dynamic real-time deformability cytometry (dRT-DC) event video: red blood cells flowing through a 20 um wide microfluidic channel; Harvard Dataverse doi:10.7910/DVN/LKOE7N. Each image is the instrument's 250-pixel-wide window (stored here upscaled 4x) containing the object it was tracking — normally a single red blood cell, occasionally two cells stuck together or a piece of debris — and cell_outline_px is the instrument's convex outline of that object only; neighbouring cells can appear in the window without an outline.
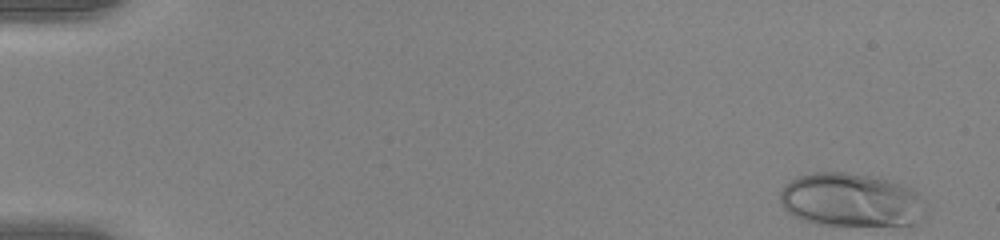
{"species": "human", "species_latin": "Homo sapiens", "temperature_condition": "warm", "stored_images_in_passage": 51, "camera_frame_rate_fps": 3000, "um_per_image_px": 0.085, "donor": {"sex": "female"}, "frame": {"image": 1, "passage_image": 1, "time_ms": 0.0, "image_size_px": [1000, 240], "cell_outline_px": [[916, 224], [816, 224], [800, 220], [792, 216], [784, 208], [780, 200], [780, 192], [784, 184], [796, 176], [816, 172], [844, 172], [876, 176], [900, 184], [916, 192]], "centroid_in_image_um": [72.11, 16.96], "position_along_channel_um": 12.9, "area_um2": 44.1}}
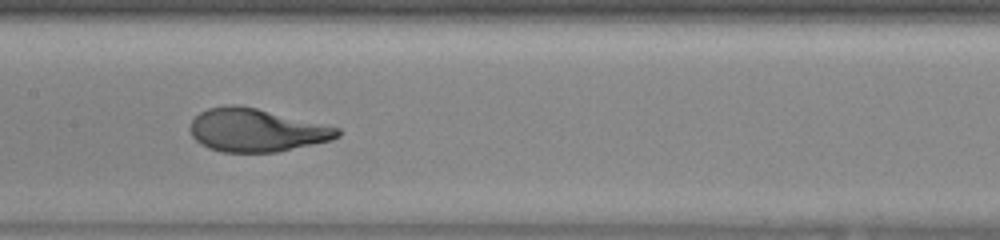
{"frame": {"image": 2, "passage_image": 26, "time_ms": 8.333, "image_size_px": [1000, 240], "cell_outline_px": [[340, 136], [332, 140], [276, 152], [220, 152], [208, 148], [200, 144], [192, 136], [188, 128], [192, 120], [200, 112], [208, 108], [232, 104], [236, 104], [256, 108], [340, 128]], "centroid_in_image_um": [21.75, 11.07], "position_along_channel_um": 185.6, "area_um2": 36.93}}
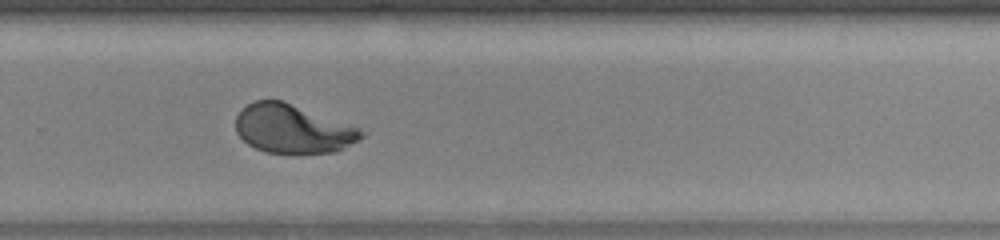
{"frame": {"image": 3, "passage_image": 35, "time_ms": 11.333, "image_size_px": [1000, 240], "cell_outline_px": [[368, 132], [364, 136], [344, 148], [336, 152], [296, 156], [292, 156], [264, 152], [248, 144], [236, 132], [236, 116], [240, 108], [252, 100], [284, 100], [360, 128]], "centroid_in_image_um": [24.88, 10.98], "position_along_channel_um": 304.9, "area_um2": 36.82}, "authors_computed_cell_mechanics": {"area_um2": 37.4544, "velocity_mm_per_s": 3.9878, "shape_relaxation_time_tau1_ms": 3.9379, "shape_relaxation_time_tau2_ms": null, "deformation_change_tau1": 0.2435, "deformation_change_tau2": null}}